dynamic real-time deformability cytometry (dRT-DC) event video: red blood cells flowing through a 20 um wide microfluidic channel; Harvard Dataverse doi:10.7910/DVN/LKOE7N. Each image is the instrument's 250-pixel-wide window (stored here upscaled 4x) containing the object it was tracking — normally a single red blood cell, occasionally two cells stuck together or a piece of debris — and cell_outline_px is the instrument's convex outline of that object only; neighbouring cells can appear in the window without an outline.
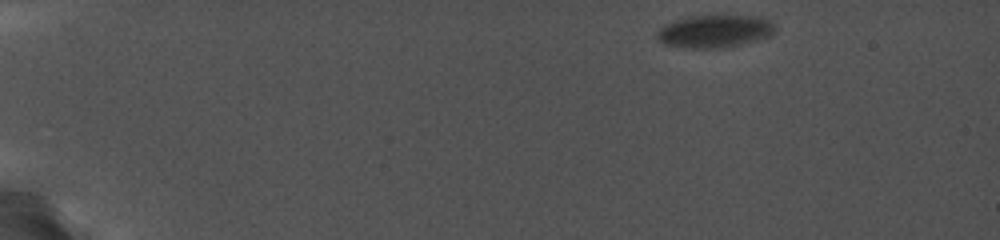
{"species": "common noctule bat (a hibernating species)", "species_latin": "Nyctalus noctula", "temperature_condition": "cold", "stored_images_in_passage": 10, "camera_frame_rate_fps": 5000, "um_per_image_px": 0.085, "animal": {"sex": "female", "body_mass_g": 19.0, "forearm_length_mm": 56.7}, "frame": {"image": 1, "passage_image": 1, "time_ms": 0.0, "image_size_px": [1000, 240], "cell_outline_px": [[776, 32], [772, 36], [728, 48], [688, 48], [664, 44], [656, 40], [656, 32], [660, 28], [676, 20], [692, 16], [716, 12], [728, 12], [756, 16], [768, 20], [776, 24]], "centroid_in_image_um": [60.82, 2.61], "position_along_channel_um": 24.2, "area_um2": 23.76}}